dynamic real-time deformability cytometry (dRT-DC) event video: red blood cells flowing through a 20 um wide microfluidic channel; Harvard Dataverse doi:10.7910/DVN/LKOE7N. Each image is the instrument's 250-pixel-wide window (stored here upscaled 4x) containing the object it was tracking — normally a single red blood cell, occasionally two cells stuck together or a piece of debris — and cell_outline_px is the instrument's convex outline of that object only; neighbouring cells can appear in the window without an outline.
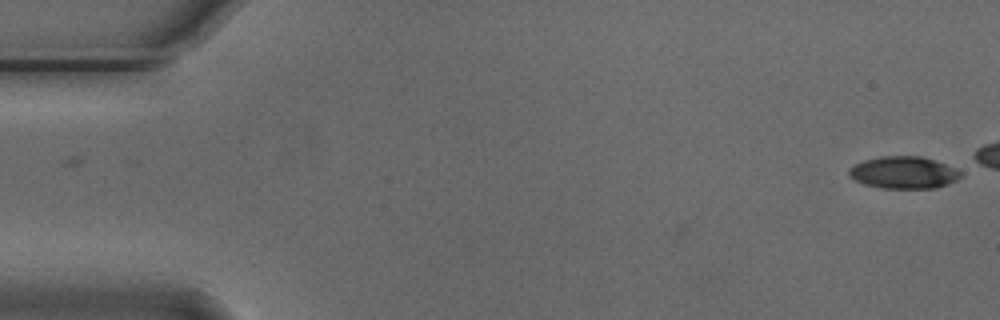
{"species": "Egyptian fruit bat (a non-hibernating species)", "species_latin": "Rousettus aegyptiacus", "temperature_condition": "cold", "stored_images_in_passage": 27, "camera_frame_rate_fps": 3000, "um_per_image_px": 0.085, "animal": {"sex": "male"}, "frame": {"image": 1, "passage_image": 1, "time_ms": 0.0, "image_size_px": [1000, 320], "cell_outline_px": [[960, 176], [956, 180], [948, 184], [936, 188], [884, 188], [864, 184], [848, 176], [848, 168], [864, 160], [880, 156], [920, 156], [956, 168], [960, 172]], "centroid_in_image_um": [76.78, 14.67], "position_along_channel_um": 8.2, "area_um2": 20.75}}
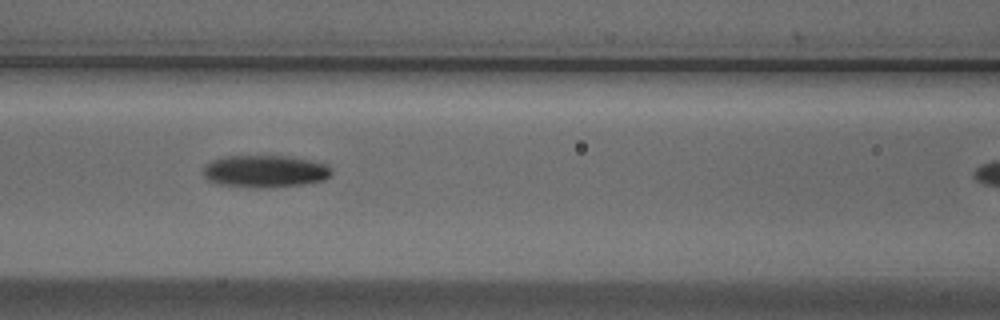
{"frame": {"image": 2, "passage_image": 23, "time_ms": 7.333, "image_size_px": [1000, 320], "cell_outline_px": [[332, 176], [324, 180], [304, 184], [260, 188], [252, 188], [220, 184], [208, 180], [204, 176], [204, 168], [212, 160], [224, 156], [292, 156], [312, 160], [328, 164], [332, 168]], "centroid_in_image_um": [22.59, 14.55], "position_along_channel_um": 144.0, "area_um2": 24.33}}
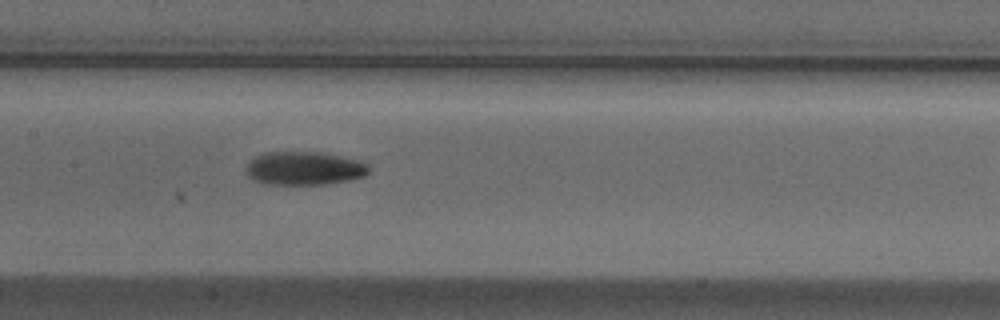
{"frame": {"image": 3, "passage_image": 26, "time_ms": 8.333, "image_size_px": [1000, 320], "cell_outline_px": [[368, 172], [364, 176], [348, 180], [324, 184], [264, 184], [252, 180], [244, 172], [244, 168], [256, 156], [264, 152], [324, 152], [360, 160], [368, 164]], "centroid_in_image_um": [25.83, 14.3], "position_along_channel_um": 181.6, "area_um2": 24.1}}